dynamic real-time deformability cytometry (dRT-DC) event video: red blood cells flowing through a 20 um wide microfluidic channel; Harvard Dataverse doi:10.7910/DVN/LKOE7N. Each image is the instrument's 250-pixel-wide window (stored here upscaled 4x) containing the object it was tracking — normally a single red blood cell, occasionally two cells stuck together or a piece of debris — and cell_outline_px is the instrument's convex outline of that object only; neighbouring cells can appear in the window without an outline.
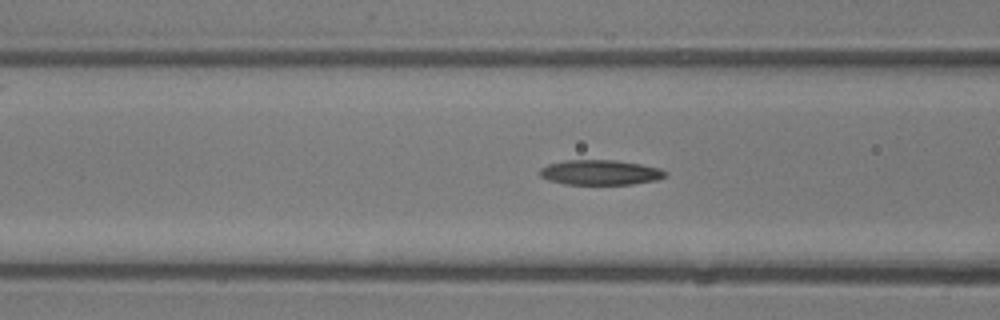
{"species": "common noctule bat (a hibernating species)", "species_latin": "Nyctalus noctula", "temperature_condition": "room temperature", "stored_images_in_passage": 22, "camera_frame_rate_fps": 3000, "um_per_image_px": 0.085, "animal": {"sex": "male", "body_mass_g": 13.3}, "frame": {"image": 1, "passage_image": 18, "time_ms": 5.667, "image_size_px": [1000, 320], "cell_outline_px": [[664, 176], [656, 180], [632, 184], [564, 184], [548, 180], [540, 176], [540, 168], [548, 164], [564, 160], [616, 160], [640, 164], [660, 168], [664, 172]], "centroid_in_image_um": [50.97, 14.65], "position_along_channel_um": 115.6, "area_um2": 18.15}}
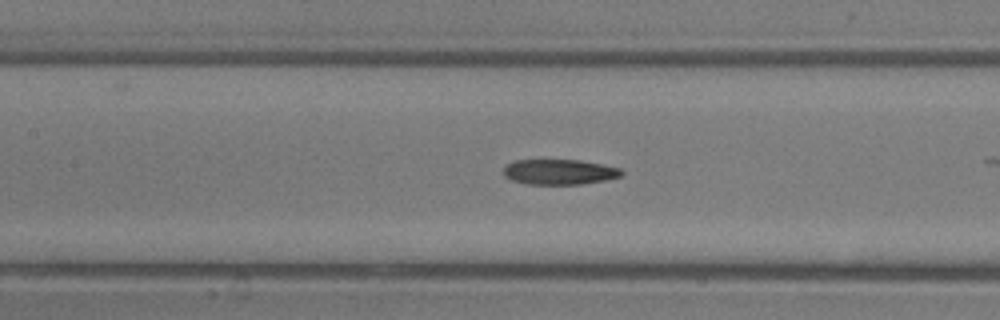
{"frame": {"image": 2, "passage_image": 21, "time_ms": 6.667, "image_size_px": [1000, 320], "cell_outline_px": [[624, 172], [620, 176], [604, 180], [580, 184], [528, 184], [512, 180], [504, 176], [504, 168], [512, 160], [580, 160], [620, 168]], "centroid_in_image_um": [47.52, 14.61], "position_along_channel_um": 159.9, "area_um2": 17.22}}